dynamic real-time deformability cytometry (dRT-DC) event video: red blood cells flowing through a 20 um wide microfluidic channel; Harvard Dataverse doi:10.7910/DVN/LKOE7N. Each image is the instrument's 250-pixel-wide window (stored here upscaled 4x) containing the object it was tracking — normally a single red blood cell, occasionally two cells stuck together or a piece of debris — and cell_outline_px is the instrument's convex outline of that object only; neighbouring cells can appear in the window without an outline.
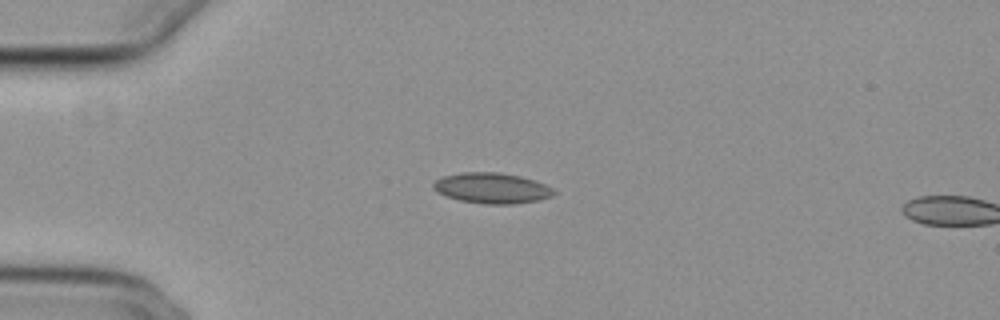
{"species": "common noctule bat (a hibernating species)", "species_latin": "Nyctalus noctula", "temperature_condition": "cold", "stored_images_in_passage": 3, "camera_frame_rate_fps": 3000, "um_per_image_px": 0.085, "animal": {"sex": "female", "body_mass_g": 29.2, "forearm_length_mm": 56.3}, "frame": {"image": 1, "passage_image": 1, "time_ms": 0.0, "image_size_px": [1000, 320], "cell_outline_px": [[556, 192], [552, 196], [540, 200], [512, 204], [484, 204], [460, 200], [444, 196], [436, 192], [432, 188], [432, 184], [436, 180], [444, 176], [464, 172], [500, 172], [520, 176], [536, 180], [552, 188]], "centroid_in_image_um": [41.8, 15.99], "position_along_channel_um": 43.2, "area_um2": 21.62}}